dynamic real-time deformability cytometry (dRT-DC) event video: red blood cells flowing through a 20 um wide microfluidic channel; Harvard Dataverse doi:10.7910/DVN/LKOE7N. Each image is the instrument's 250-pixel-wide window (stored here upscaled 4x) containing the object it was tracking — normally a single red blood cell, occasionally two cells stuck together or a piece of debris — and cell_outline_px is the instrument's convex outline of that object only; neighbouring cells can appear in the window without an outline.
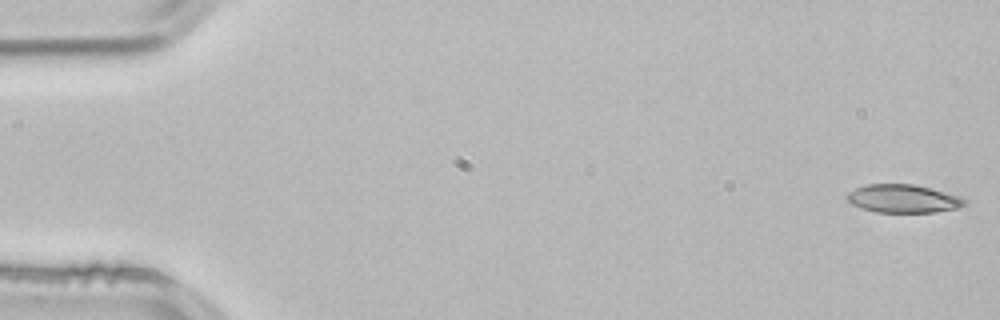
{"species": "common noctule bat (a hibernating species)", "species_latin": "Nyctalus noctula", "temperature_condition": "room temperature", "stored_images_in_passage": 3, "camera_frame_rate_fps": 3000, "um_per_image_px": 0.085, "animal": {"sex": "male", "body_mass_g": 21.5, "forearm_length_mm": 52.0}, "frame": {"image": 1, "passage_image": 1, "time_ms": 0.0, "image_size_px": [1000, 320], "cell_outline_px": [[968, 204], [960, 208], [936, 212], [876, 212], [860, 208], [852, 204], [844, 196], [848, 192], [856, 188], [868, 184], [912, 184], [928, 188], [956, 196], [964, 200]], "centroid_in_image_um": [76.72, 16.9], "position_along_channel_um": 8.3, "area_um2": 19.13}}
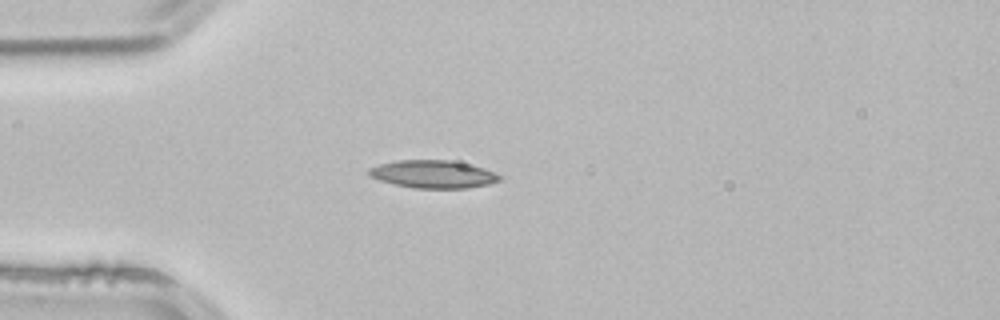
{"frame": {"image": 2, "passage_image": 3, "time_ms": 0.667, "image_size_px": [1000, 320], "cell_outline_px": [[500, 180], [488, 184], [468, 188], [416, 188], [392, 184], [368, 176], [368, 168], [380, 164], [396, 160], [452, 160], [484, 168], [496, 172], [500, 176]], "centroid_in_image_um": [36.79, 14.8], "position_along_channel_um": 48.2, "area_um2": 21.21}}